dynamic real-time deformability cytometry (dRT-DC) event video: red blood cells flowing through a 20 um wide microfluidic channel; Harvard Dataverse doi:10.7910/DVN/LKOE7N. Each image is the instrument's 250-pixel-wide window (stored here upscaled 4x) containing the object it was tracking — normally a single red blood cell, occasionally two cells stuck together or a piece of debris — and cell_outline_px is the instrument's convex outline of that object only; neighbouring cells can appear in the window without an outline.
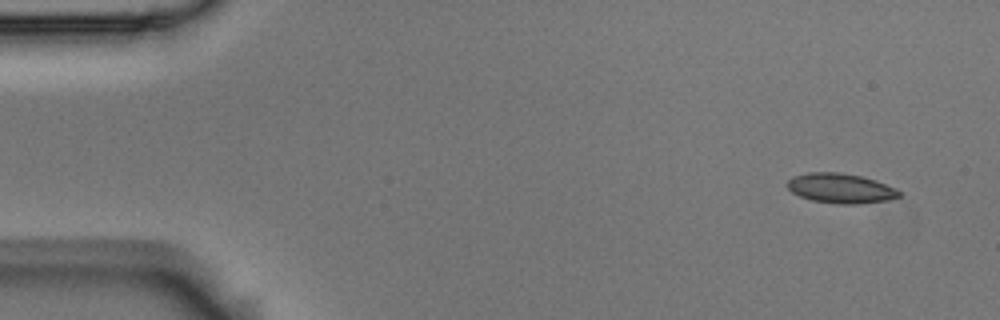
{"species": "Egyptian fruit bat (a non-hibernating species)", "species_latin": "Rousettus aegyptiacus", "temperature_condition": "room temperature", "stored_images_in_passage": 5, "camera_frame_rate_fps": 3000, "um_per_image_px": 0.085, "animal": {"sex": "male"}, "frame": {"image": 1, "passage_image": 1, "time_ms": 0.0, "image_size_px": [1000, 320], "cell_outline_px": [[900, 196], [888, 200], [856, 204], [840, 204], [812, 200], [800, 196], [792, 192], [784, 184], [792, 176], [808, 172], [836, 172], [860, 176], [876, 180], [896, 188], [900, 192]], "centroid_in_image_um": [71.42, 16.0], "position_along_channel_um": 13.6, "area_um2": 19.42}}
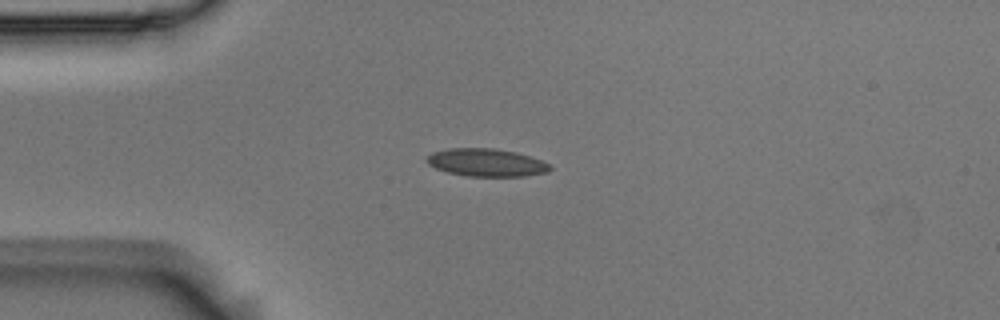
{"frame": {"image": 2, "passage_image": 4, "time_ms": 1.0, "image_size_px": [1000, 320], "cell_outline_px": [[552, 168], [548, 172], [524, 176], [468, 176], [448, 172], [436, 168], [428, 164], [424, 160], [432, 152], [448, 148], [492, 148], [516, 152], [552, 164]], "centroid_in_image_um": [41.34, 13.81], "position_along_channel_um": 43.7, "area_um2": 19.94}}